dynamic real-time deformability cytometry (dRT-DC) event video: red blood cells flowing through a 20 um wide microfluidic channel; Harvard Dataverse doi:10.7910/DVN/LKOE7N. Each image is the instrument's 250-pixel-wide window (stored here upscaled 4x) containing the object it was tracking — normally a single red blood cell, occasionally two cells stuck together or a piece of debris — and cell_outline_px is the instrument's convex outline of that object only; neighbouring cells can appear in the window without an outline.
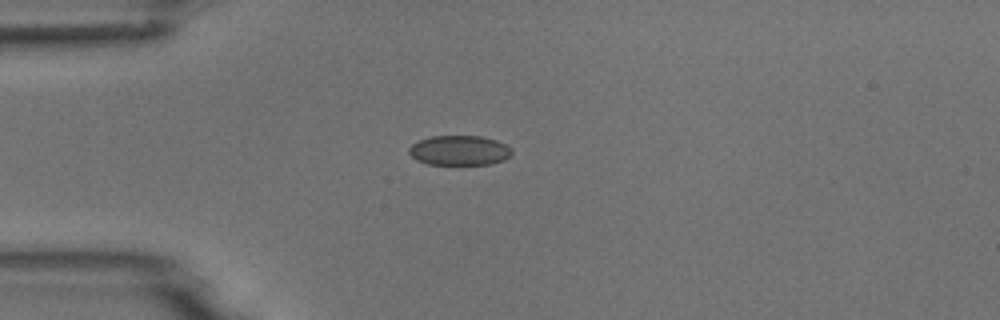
{"species": "common noctule bat (a hibernating species)", "species_latin": "Nyctalus noctula", "temperature_condition": "room temperature", "stored_images_in_passage": 6, "camera_frame_rate_fps": 3000, "um_per_image_px": 0.085, "animal": {"sex": "male", "body_mass_g": 18.8}, "frame": {"image": 1, "passage_image": 3, "time_ms": 3.333, "image_size_px": [1000, 320], "cell_outline_px": [[512, 156], [504, 160], [492, 164], [428, 164], [416, 160], [408, 152], [408, 148], [412, 144], [420, 140], [432, 136], [480, 136], [496, 140], [512, 148]], "centroid_in_image_um": [39.07, 12.79], "position_along_channel_um": 45.9, "area_um2": 17.92}}